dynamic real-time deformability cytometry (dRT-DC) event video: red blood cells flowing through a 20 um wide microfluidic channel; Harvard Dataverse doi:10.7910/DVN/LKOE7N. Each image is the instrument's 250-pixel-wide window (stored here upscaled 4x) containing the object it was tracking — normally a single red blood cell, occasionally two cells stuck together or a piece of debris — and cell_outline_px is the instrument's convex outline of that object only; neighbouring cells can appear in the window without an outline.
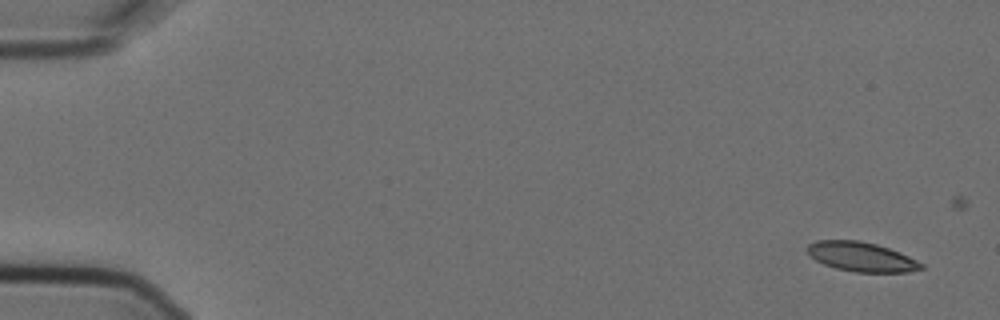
{"species": "Egyptian fruit bat (a non-hibernating species)", "species_latin": "Rousettus aegyptiacus", "temperature_condition": "cold", "stored_images_in_passage": 4, "camera_frame_rate_fps": 3000, "um_per_image_px": 0.085, "animal": {"sex": "female"}, "frame": {"image": 1, "passage_image": 1, "time_ms": 0.0, "image_size_px": [1000, 320], "cell_outline_px": [[924, 268], [908, 272], [852, 272], [836, 268], [824, 264], [816, 260], [808, 252], [808, 244], [816, 240], [860, 240], [876, 244], [900, 252], [924, 264]], "centroid_in_image_um": [73.23, 21.83], "position_along_channel_um": 11.8, "area_um2": 19.48}}